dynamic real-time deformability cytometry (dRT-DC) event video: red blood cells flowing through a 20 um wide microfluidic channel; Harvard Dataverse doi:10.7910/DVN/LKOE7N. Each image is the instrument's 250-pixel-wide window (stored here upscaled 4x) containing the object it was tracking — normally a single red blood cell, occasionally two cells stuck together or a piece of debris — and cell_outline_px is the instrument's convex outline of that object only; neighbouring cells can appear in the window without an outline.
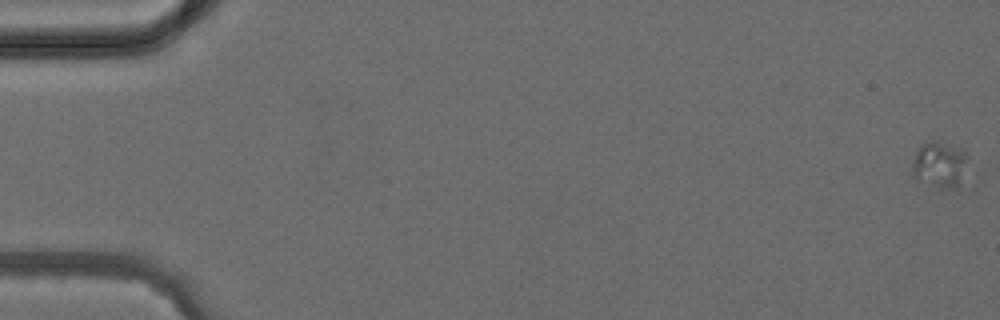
{"species": "common noctule bat (a hibernating species)", "species_latin": "Nyctalus noctula", "temperature_condition": "cold", "stored_images_in_passage": 5, "camera_frame_rate_fps": 3000, "um_per_image_px": 0.085, "animal": {"sex": "female", "body_mass_g": 24.6, "forearm_length_mm": 56.2}, "frame": {"image": 1, "passage_image": 1, "time_ms": 0.0, "image_size_px": [1000, 320], "cell_outline_px": [[964, 160], [956, 188], [940, 192], [916, 180], [912, 176], [912, 160], [920, 144], [928, 140], [936, 140], [964, 152]], "centroid_in_image_um": [79.7, 14.06], "position_along_channel_um": 5.3, "area_um2": 14.8}}
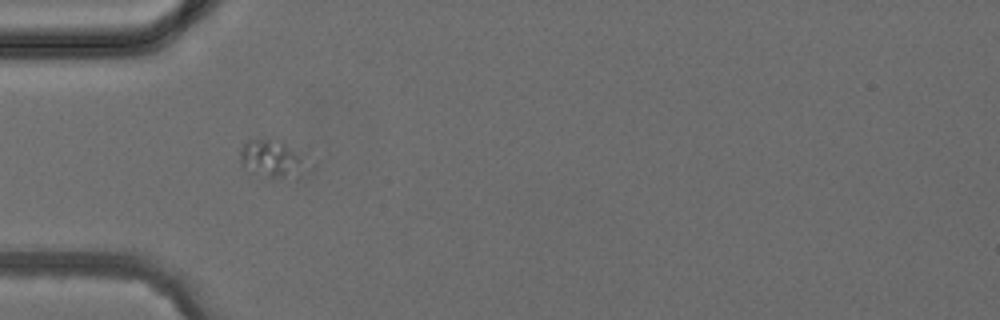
{"frame": {"image": 2, "passage_image": 4, "time_ms": 4.667, "image_size_px": [1000, 320], "cell_outline_px": [[300, 160], [296, 180], [272, 180], [252, 172], [240, 164], [240, 148], [248, 140], [284, 140], [300, 156]], "centroid_in_image_um": [22.99, 13.54], "position_along_channel_um": 62.0, "area_um2": 14.28}}